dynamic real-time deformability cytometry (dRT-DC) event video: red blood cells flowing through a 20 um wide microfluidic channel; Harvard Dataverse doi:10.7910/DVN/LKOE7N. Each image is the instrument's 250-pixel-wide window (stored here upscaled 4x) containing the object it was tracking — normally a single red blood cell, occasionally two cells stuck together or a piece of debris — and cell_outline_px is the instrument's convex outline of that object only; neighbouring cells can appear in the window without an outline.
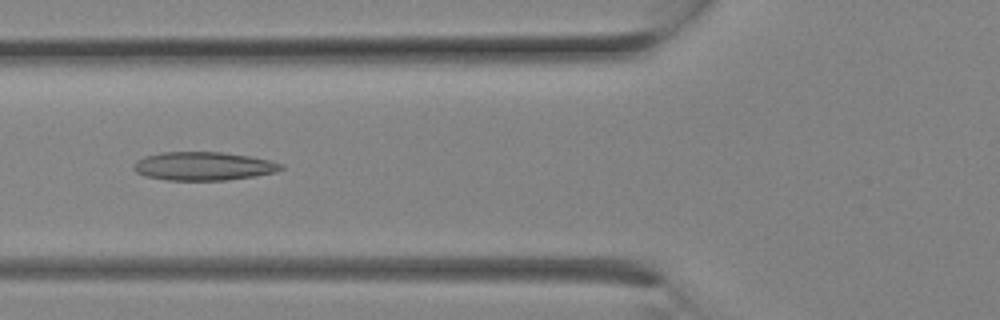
{"species": "Egyptian fruit bat (a non-hibernating species)", "species_latin": "Rousettus aegyptiacus", "temperature_condition": "room temperature", "stored_images_in_passage": 11, "camera_frame_rate_fps": 3000, "um_per_image_px": 0.085, "animal": {"sex": "female"}, "frame": {"image": 1, "passage_image": 10, "time_ms": 3.0, "image_size_px": [1000, 320], "cell_outline_px": [[284, 168], [276, 172], [256, 176], [228, 180], [168, 180], [144, 176], [136, 172], [132, 168], [132, 164], [136, 160], [144, 156], [160, 152], [224, 152], [252, 156], [284, 164]], "centroid_in_image_um": [17.28, 14.12], "position_along_channel_um": 108.5, "area_um2": 24.8}}